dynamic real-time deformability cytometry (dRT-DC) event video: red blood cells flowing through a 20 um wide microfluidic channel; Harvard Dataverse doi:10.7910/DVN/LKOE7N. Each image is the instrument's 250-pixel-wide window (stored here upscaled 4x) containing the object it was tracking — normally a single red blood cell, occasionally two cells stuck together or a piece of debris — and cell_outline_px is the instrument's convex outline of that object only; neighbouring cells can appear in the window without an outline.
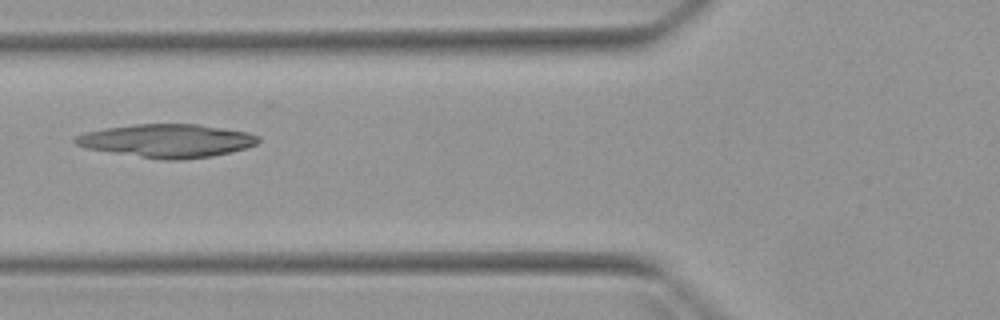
{"species": "Egyptian fruit bat (a non-hibernating species)", "species_latin": "Rousettus aegyptiacus", "temperature_condition": "warm", "stored_images_in_passage": 2, "camera_frame_rate_fps": 3000, "um_per_image_px": 0.085, "animal": {"sex": "female"}, "frame": {"image": 1, "passage_image": 2, "time_ms": 1.333, "image_size_px": [1000, 320], "cell_outline_px": [[260, 140], [256, 144], [244, 148], [212, 156], [180, 160], [160, 160], [84, 148], [76, 144], [72, 140], [76, 136], [84, 132], [104, 128], [132, 124], [196, 124], [224, 128], [248, 132], [260, 136]], "centroid_in_image_um": [14.16, 11.96], "position_along_channel_um": 111.6, "area_um2": 35.66}}